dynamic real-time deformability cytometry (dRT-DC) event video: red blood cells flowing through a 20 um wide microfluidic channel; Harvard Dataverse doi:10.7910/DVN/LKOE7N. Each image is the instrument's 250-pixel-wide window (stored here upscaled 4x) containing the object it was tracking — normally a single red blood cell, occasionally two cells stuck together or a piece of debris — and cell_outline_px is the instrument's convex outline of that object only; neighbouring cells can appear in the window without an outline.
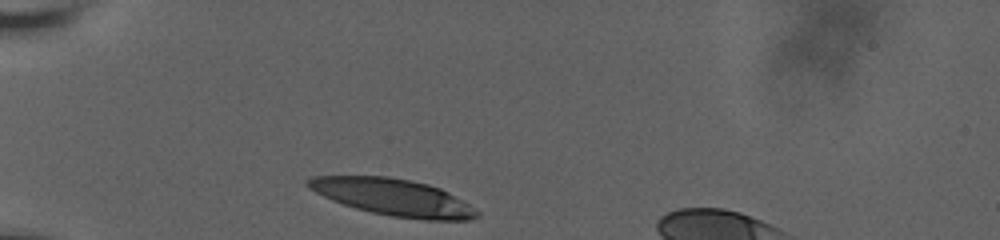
{"species": "human", "species_latin": "Homo sapiens", "temperature_condition": "room temperature", "stored_images_in_passage": 47, "camera_frame_rate_fps": 3000, "um_per_image_px": 0.085, "donor": {"sex": "male"}, "frame": {"image": 1, "passage_image": 1, "time_ms": 0.0, "image_size_px": [1000, 240], "cell_outline_px": [[480, 216], [472, 220], [424, 220], [392, 216], [372, 212], [356, 208], [332, 200], [308, 188], [304, 184], [308, 180], [316, 176], [388, 176], [412, 180], [428, 184], [440, 188], [448, 192], [468, 204], [480, 212]], "centroid_in_image_um": [33.45, 16.77], "position_along_channel_um": 51.5, "area_um2": 36.13}}
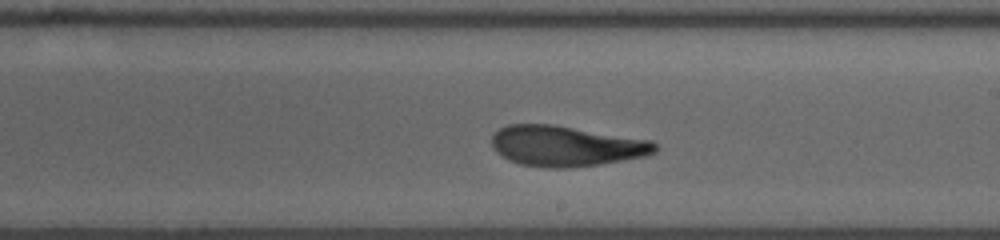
{"frame": {"image": 2, "passage_image": 29, "time_ms": 6.0, "image_size_px": [1000, 240], "cell_outline_px": [[656, 152], [644, 156], [600, 164], [568, 168], [548, 168], [520, 164], [496, 152], [492, 148], [492, 136], [500, 128], [508, 124], [552, 124], [652, 140], [656, 144]], "centroid_in_image_um": [48.11, 12.4], "position_along_channel_um": 240.9, "area_um2": 38.38}}
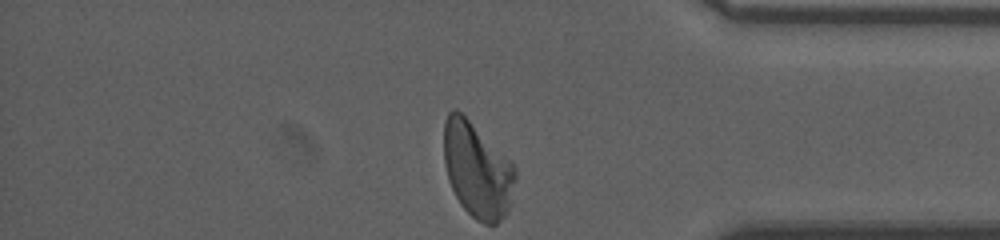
{"frame": {"image": 3, "passage_image": 47, "time_ms": 10.667, "image_size_px": [1000, 240], "cell_outline_px": [[516, 180], [512, 204], [508, 212], [496, 224], [484, 224], [476, 220], [460, 204], [448, 180], [444, 164], [444, 120], [448, 112], [452, 108], [456, 108], [516, 168]], "centroid_in_image_um": [40.56, 14.5], "position_along_channel_um": 394.6, "area_um2": 39.36}, "authors_computed_cell_mechanics": {"area_um2": 38.6104, "velocity_mm_per_s": 3.6104, "shape_relaxation_time_tau1_ms": 5.7892, "shape_relaxation_time_tau2_ms": 1.9646, "deformation_change_tau1": 0.2075, "deformation_change_tau2": 0.0962}}